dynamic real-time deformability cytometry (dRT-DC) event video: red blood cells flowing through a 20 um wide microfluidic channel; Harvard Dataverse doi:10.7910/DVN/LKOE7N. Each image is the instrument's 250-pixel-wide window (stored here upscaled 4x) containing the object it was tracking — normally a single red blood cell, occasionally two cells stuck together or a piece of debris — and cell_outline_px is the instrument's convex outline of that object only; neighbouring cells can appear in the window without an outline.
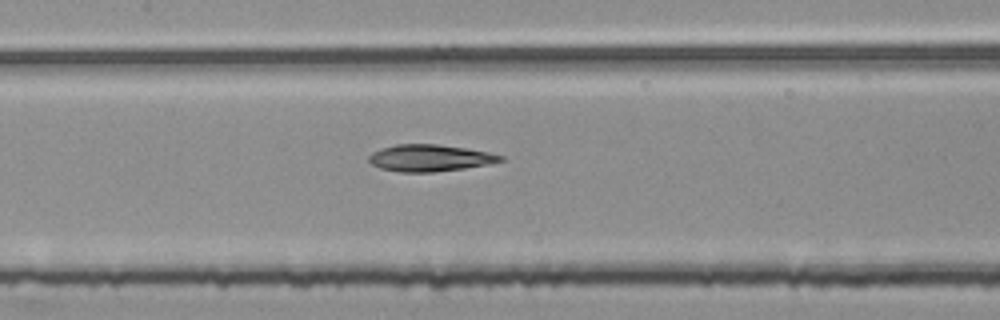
{"species": "common noctule bat (a hibernating species)", "species_latin": "Nyctalus noctula", "temperature_condition": "room temperature", "stored_images_in_passage": 54, "segment_of_instrument_passage": [2, 2], "camera_frame_rate_fps": 3000, "um_per_image_px": 0.085, "animal": {"sex": "female", "body_mass_g": 25.1}, "frame": {"image": 1, "passage_image": 25, "time_ms": 8.0, "image_size_px": [1000, 320], "cell_outline_px": [[504, 160], [464, 168], [432, 172], [400, 172], [380, 168], [372, 164], [368, 160], [368, 156], [372, 152], [380, 148], [396, 144], [436, 144], [468, 148], [488, 152], [504, 156]], "centroid_in_image_um": [36.49, 13.42], "position_along_channel_um": 170.9, "area_um2": 20.46}}
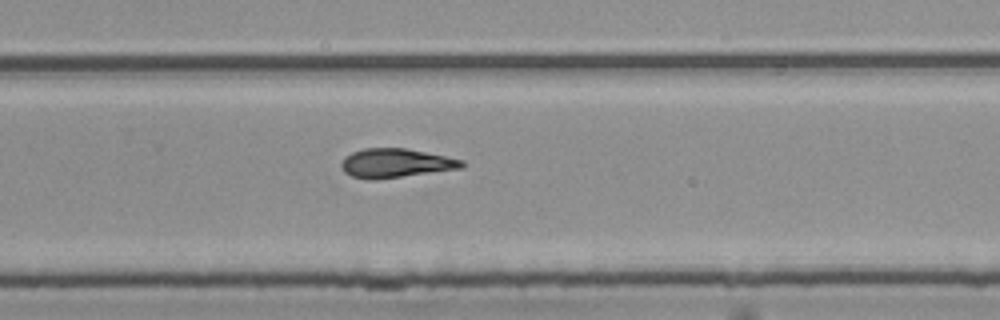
{"frame": {"image": 2, "passage_image": 35, "time_ms": 11.333, "image_size_px": [1000, 320], "cell_outline_px": [[464, 168], [376, 180], [368, 180], [352, 176], [344, 172], [340, 164], [344, 156], [352, 152], [364, 148], [404, 148], [464, 160]], "centroid_in_image_um": [33.6, 13.88], "position_along_channel_um": 296.2, "area_um2": 20.46}}
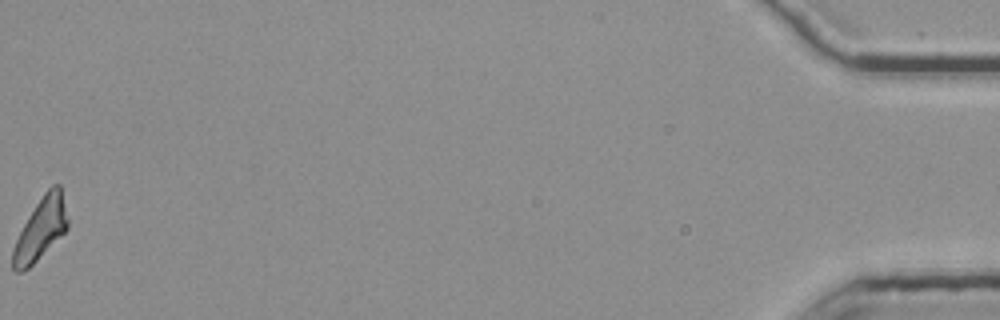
{"frame": {"image": 3, "passage_image": 54, "time_ms": 17.667, "image_size_px": [1000, 320], "cell_outline_px": [[68, 228], [28, 268], [20, 272], [16, 272], [12, 268], [12, 248], [28, 216], [44, 192], [52, 184], [60, 184], [68, 220]], "centroid_in_image_um": [3.44, 19.44], "position_along_channel_um": 431.8, "area_um2": 19.36}}